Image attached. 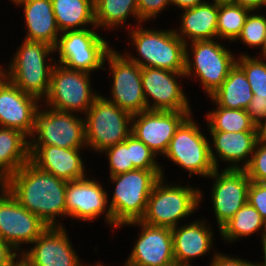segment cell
<instances>
[{"instance_id":"cell-1","label":"cell","mask_w":266,"mask_h":266,"mask_svg":"<svg viewBox=\"0 0 266 266\" xmlns=\"http://www.w3.org/2000/svg\"><path fill=\"white\" fill-rule=\"evenodd\" d=\"M20 205L38 216L48 227H64L67 181L38 169L30 161L2 184Z\"/></svg>"},{"instance_id":"cell-2","label":"cell","mask_w":266,"mask_h":266,"mask_svg":"<svg viewBox=\"0 0 266 266\" xmlns=\"http://www.w3.org/2000/svg\"><path fill=\"white\" fill-rule=\"evenodd\" d=\"M140 24L127 30L130 47L137 51L133 54H123L141 68H160L173 72L185 71V43L175 34L174 28L169 30L144 28ZM132 39V40H131ZM134 46H133V45Z\"/></svg>"},{"instance_id":"cell-3","label":"cell","mask_w":266,"mask_h":266,"mask_svg":"<svg viewBox=\"0 0 266 266\" xmlns=\"http://www.w3.org/2000/svg\"><path fill=\"white\" fill-rule=\"evenodd\" d=\"M20 44L5 68L6 78L42 102L48 94L52 69L56 64V59H52L54 47L25 39Z\"/></svg>"},{"instance_id":"cell-4","label":"cell","mask_w":266,"mask_h":266,"mask_svg":"<svg viewBox=\"0 0 266 266\" xmlns=\"http://www.w3.org/2000/svg\"><path fill=\"white\" fill-rule=\"evenodd\" d=\"M161 177L153 187L148 198L144 224L173 229L200 208L204 194L198 187L172 184ZM166 183V184H165ZM183 219V220H182Z\"/></svg>"},{"instance_id":"cell-5","label":"cell","mask_w":266,"mask_h":266,"mask_svg":"<svg viewBox=\"0 0 266 266\" xmlns=\"http://www.w3.org/2000/svg\"><path fill=\"white\" fill-rule=\"evenodd\" d=\"M162 176L161 170L143 169L108 176L115 186L111 199H108L114 218V231L121 225L140 221L144 217L150 193Z\"/></svg>"},{"instance_id":"cell-6","label":"cell","mask_w":266,"mask_h":266,"mask_svg":"<svg viewBox=\"0 0 266 266\" xmlns=\"http://www.w3.org/2000/svg\"><path fill=\"white\" fill-rule=\"evenodd\" d=\"M219 42L216 38L185 44V77L198 80L208 97L221 86L236 65L237 55L232 54L224 42Z\"/></svg>"},{"instance_id":"cell-7","label":"cell","mask_w":266,"mask_h":266,"mask_svg":"<svg viewBox=\"0 0 266 266\" xmlns=\"http://www.w3.org/2000/svg\"><path fill=\"white\" fill-rule=\"evenodd\" d=\"M83 116L87 149L93 152L100 154L131 134L133 115L101 94Z\"/></svg>"},{"instance_id":"cell-8","label":"cell","mask_w":266,"mask_h":266,"mask_svg":"<svg viewBox=\"0 0 266 266\" xmlns=\"http://www.w3.org/2000/svg\"><path fill=\"white\" fill-rule=\"evenodd\" d=\"M97 30V27H91L62 32L54 47V53L59 56L56 63L71 70L88 73L107 66L104 60L113 47Z\"/></svg>"},{"instance_id":"cell-9","label":"cell","mask_w":266,"mask_h":266,"mask_svg":"<svg viewBox=\"0 0 266 266\" xmlns=\"http://www.w3.org/2000/svg\"><path fill=\"white\" fill-rule=\"evenodd\" d=\"M193 117L190 115L179 126L163 157L189 172L190 178L193 175L207 178L215 171L210 156V138H206Z\"/></svg>"},{"instance_id":"cell-10","label":"cell","mask_w":266,"mask_h":266,"mask_svg":"<svg viewBox=\"0 0 266 266\" xmlns=\"http://www.w3.org/2000/svg\"><path fill=\"white\" fill-rule=\"evenodd\" d=\"M91 75L56 63L51 73L50 88L42 105L58 111L85 114L100 95L91 89Z\"/></svg>"},{"instance_id":"cell-11","label":"cell","mask_w":266,"mask_h":266,"mask_svg":"<svg viewBox=\"0 0 266 266\" xmlns=\"http://www.w3.org/2000/svg\"><path fill=\"white\" fill-rule=\"evenodd\" d=\"M29 146L87 149L84 117L74 112L51 109L41 104L36 113L35 127L29 138Z\"/></svg>"},{"instance_id":"cell-12","label":"cell","mask_w":266,"mask_h":266,"mask_svg":"<svg viewBox=\"0 0 266 266\" xmlns=\"http://www.w3.org/2000/svg\"><path fill=\"white\" fill-rule=\"evenodd\" d=\"M102 71H108L112 76L110 96L106 100L114 103L129 113L136 114L147 110L141 80V67L129 60L123 53L112 48L106 55Z\"/></svg>"},{"instance_id":"cell-13","label":"cell","mask_w":266,"mask_h":266,"mask_svg":"<svg viewBox=\"0 0 266 266\" xmlns=\"http://www.w3.org/2000/svg\"><path fill=\"white\" fill-rule=\"evenodd\" d=\"M89 176L67 182L65 192L66 218L94 222L101 215L114 232V218L109 206L106 188ZM105 188V189H104Z\"/></svg>"},{"instance_id":"cell-14","label":"cell","mask_w":266,"mask_h":266,"mask_svg":"<svg viewBox=\"0 0 266 266\" xmlns=\"http://www.w3.org/2000/svg\"><path fill=\"white\" fill-rule=\"evenodd\" d=\"M48 226L26 208L0 184V236L18 253L31 245Z\"/></svg>"},{"instance_id":"cell-15","label":"cell","mask_w":266,"mask_h":266,"mask_svg":"<svg viewBox=\"0 0 266 266\" xmlns=\"http://www.w3.org/2000/svg\"><path fill=\"white\" fill-rule=\"evenodd\" d=\"M180 78L186 79L185 74L160 68H141L147 110L192 111Z\"/></svg>"},{"instance_id":"cell-16","label":"cell","mask_w":266,"mask_h":266,"mask_svg":"<svg viewBox=\"0 0 266 266\" xmlns=\"http://www.w3.org/2000/svg\"><path fill=\"white\" fill-rule=\"evenodd\" d=\"M208 179H213L210 201L213 205L218 231L247 203L251 180L244 169H215Z\"/></svg>"},{"instance_id":"cell-17","label":"cell","mask_w":266,"mask_h":266,"mask_svg":"<svg viewBox=\"0 0 266 266\" xmlns=\"http://www.w3.org/2000/svg\"><path fill=\"white\" fill-rule=\"evenodd\" d=\"M138 226L140 234L123 266H174L172 230L133 221L118 228Z\"/></svg>"},{"instance_id":"cell-18","label":"cell","mask_w":266,"mask_h":266,"mask_svg":"<svg viewBox=\"0 0 266 266\" xmlns=\"http://www.w3.org/2000/svg\"><path fill=\"white\" fill-rule=\"evenodd\" d=\"M192 111H151L133 114L131 134L145 143L156 156H164L170 140Z\"/></svg>"},{"instance_id":"cell-19","label":"cell","mask_w":266,"mask_h":266,"mask_svg":"<svg viewBox=\"0 0 266 266\" xmlns=\"http://www.w3.org/2000/svg\"><path fill=\"white\" fill-rule=\"evenodd\" d=\"M66 230L48 227L20 256L31 266H94L82 264Z\"/></svg>"},{"instance_id":"cell-20","label":"cell","mask_w":266,"mask_h":266,"mask_svg":"<svg viewBox=\"0 0 266 266\" xmlns=\"http://www.w3.org/2000/svg\"><path fill=\"white\" fill-rule=\"evenodd\" d=\"M41 103L5 78L0 83V127L18 130L30 138Z\"/></svg>"},{"instance_id":"cell-21","label":"cell","mask_w":266,"mask_h":266,"mask_svg":"<svg viewBox=\"0 0 266 266\" xmlns=\"http://www.w3.org/2000/svg\"><path fill=\"white\" fill-rule=\"evenodd\" d=\"M209 133L212 139V141L210 139V156L215 169H219V163L222 161L227 165L224 169H244L250 162L259 140L258 131H209Z\"/></svg>"},{"instance_id":"cell-22","label":"cell","mask_w":266,"mask_h":266,"mask_svg":"<svg viewBox=\"0 0 266 266\" xmlns=\"http://www.w3.org/2000/svg\"><path fill=\"white\" fill-rule=\"evenodd\" d=\"M86 149H71L56 146H29L30 162L38 169L65 181L88 176L81 155ZM87 172V173H86Z\"/></svg>"},{"instance_id":"cell-23","label":"cell","mask_w":266,"mask_h":266,"mask_svg":"<svg viewBox=\"0 0 266 266\" xmlns=\"http://www.w3.org/2000/svg\"><path fill=\"white\" fill-rule=\"evenodd\" d=\"M205 218L195 219L172 230L173 253L176 265L192 266L194 258L204 257L214 246V232ZM214 238V239H213Z\"/></svg>"},{"instance_id":"cell-24","label":"cell","mask_w":266,"mask_h":266,"mask_svg":"<svg viewBox=\"0 0 266 266\" xmlns=\"http://www.w3.org/2000/svg\"><path fill=\"white\" fill-rule=\"evenodd\" d=\"M23 8L25 40L55 47L61 32L56 24L51 0H10Z\"/></svg>"},{"instance_id":"cell-25","label":"cell","mask_w":266,"mask_h":266,"mask_svg":"<svg viewBox=\"0 0 266 266\" xmlns=\"http://www.w3.org/2000/svg\"><path fill=\"white\" fill-rule=\"evenodd\" d=\"M181 13L180 26L174 31L185 44L217 38L218 2L206 0L195 7L183 9Z\"/></svg>"},{"instance_id":"cell-26","label":"cell","mask_w":266,"mask_h":266,"mask_svg":"<svg viewBox=\"0 0 266 266\" xmlns=\"http://www.w3.org/2000/svg\"><path fill=\"white\" fill-rule=\"evenodd\" d=\"M29 161V138L18 130L0 127V184Z\"/></svg>"},{"instance_id":"cell-27","label":"cell","mask_w":266,"mask_h":266,"mask_svg":"<svg viewBox=\"0 0 266 266\" xmlns=\"http://www.w3.org/2000/svg\"><path fill=\"white\" fill-rule=\"evenodd\" d=\"M129 17L137 21L135 26L143 24L138 15L137 0H94L95 25L101 31L111 29L116 32L123 26H128L125 29L130 30L132 25L127 22Z\"/></svg>"},{"instance_id":"cell-28","label":"cell","mask_w":266,"mask_h":266,"mask_svg":"<svg viewBox=\"0 0 266 266\" xmlns=\"http://www.w3.org/2000/svg\"><path fill=\"white\" fill-rule=\"evenodd\" d=\"M253 96L245 73L235 65L221 86L209 98L216 106L246 110Z\"/></svg>"},{"instance_id":"cell-29","label":"cell","mask_w":266,"mask_h":266,"mask_svg":"<svg viewBox=\"0 0 266 266\" xmlns=\"http://www.w3.org/2000/svg\"><path fill=\"white\" fill-rule=\"evenodd\" d=\"M51 3L61 33L96 27L94 0H51Z\"/></svg>"},{"instance_id":"cell-30","label":"cell","mask_w":266,"mask_h":266,"mask_svg":"<svg viewBox=\"0 0 266 266\" xmlns=\"http://www.w3.org/2000/svg\"><path fill=\"white\" fill-rule=\"evenodd\" d=\"M220 237L225 243H235L243 237H250L258 232L261 235V242L264 239L265 220L259 212L248 202L243 205L235 215L226 222L220 229Z\"/></svg>"},{"instance_id":"cell-31","label":"cell","mask_w":266,"mask_h":266,"mask_svg":"<svg viewBox=\"0 0 266 266\" xmlns=\"http://www.w3.org/2000/svg\"><path fill=\"white\" fill-rule=\"evenodd\" d=\"M206 112V130L224 132L258 131V126L244 109H227L214 106Z\"/></svg>"},{"instance_id":"cell-32","label":"cell","mask_w":266,"mask_h":266,"mask_svg":"<svg viewBox=\"0 0 266 266\" xmlns=\"http://www.w3.org/2000/svg\"><path fill=\"white\" fill-rule=\"evenodd\" d=\"M251 10L234 2L218 3L217 38L235 42L241 34L245 20Z\"/></svg>"},{"instance_id":"cell-33","label":"cell","mask_w":266,"mask_h":266,"mask_svg":"<svg viewBox=\"0 0 266 266\" xmlns=\"http://www.w3.org/2000/svg\"><path fill=\"white\" fill-rule=\"evenodd\" d=\"M237 57L236 65L245 73L253 94L266 98V59L249 56L244 51Z\"/></svg>"},{"instance_id":"cell-34","label":"cell","mask_w":266,"mask_h":266,"mask_svg":"<svg viewBox=\"0 0 266 266\" xmlns=\"http://www.w3.org/2000/svg\"><path fill=\"white\" fill-rule=\"evenodd\" d=\"M250 11L245 24L242 28L241 34L235 42H242L245 47L262 50L266 39V16L260 11Z\"/></svg>"},{"instance_id":"cell-35","label":"cell","mask_w":266,"mask_h":266,"mask_svg":"<svg viewBox=\"0 0 266 266\" xmlns=\"http://www.w3.org/2000/svg\"><path fill=\"white\" fill-rule=\"evenodd\" d=\"M130 148L131 161L136 169L143 170H161L164 177L162 165L157 162L155 153L142 141L130 134L123 141Z\"/></svg>"},{"instance_id":"cell-36","label":"cell","mask_w":266,"mask_h":266,"mask_svg":"<svg viewBox=\"0 0 266 266\" xmlns=\"http://www.w3.org/2000/svg\"><path fill=\"white\" fill-rule=\"evenodd\" d=\"M101 154L107 155L105 157L108 158V170L110 171L108 176H115L136 169L131 161L130 148L124 142L105 149Z\"/></svg>"},{"instance_id":"cell-37","label":"cell","mask_w":266,"mask_h":266,"mask_svg":"<svg viewBox=\"0 0 266 266\" xmlns=\"http://www.w3.org/2000/svg\"><path fill=\"white\" fill-rule=\"evenodd\" d=\"M253 182L266 184V142L259 139L255 145L250 162L244 168Z\"/></svg>"},{"instance_id":"cell-38","label":"cell","mask_w":266,"mask_h":266,"mask_svg":"<svg viewBox=\"0 0 266 266\" xmlns=\"http://www.w3.org/2000/svg\"><path fill=\"white\" fill-rule=\"evenodd\" d=\"M137 3L138 15L143 23L155 20L159 14L167 10L168 6H171L170 0H137Z\"/></svg>"},{"instance_id":"cell-39","label":"cell","mask_w":266,"mask_h":266,"mask_svg":"<svg viewBox=\"0 0 266 266\" xmlns=\"http://www.w3.org/2000/svg\"><path fill=\"white\" fill-rule=\"evenodd\" d=\"M247 202L253 206L266 221V184L251 181Z\"/></svg>"},{"instance_id":"cell-40","label":"cell","mask_w":266,"mask_h":266,"mask_svg":"<svg viewBox=\"0 0 266 266\" xmlns=\"http://www.w3.org/2000/svg\"><path fill=\"white\" fill-rule=\"evenodd\" d=\"M208 266H257V262H251L247 259L234 257L233 255H226L222 252L215 250L211 261Z\"/></svg>"},{"instance_id":"cell-41","label":"cell","mask_w":266,"mask_h":266,"mask_svg":"<svg viewBox=\"0 0 266 266\" xmlns=\"http://www.w3.org/2000/svg\"><path fill=\"white\" fill-rule=\"evenodd\" d=\"M246 112L256 126H259V124L266 118V98H258L254 95L246 108Z\"/></svg>"},{"instance_id":"cell-42","label":"cell","mask_w":266,"mask_h":266,"mask_svg":"<svg viewBox=\"0 0 266 266\" xmlns=\"http://www.w3.org/2000/svg\"><path fill=\"white\" fill-rule=\"evenodd\" d=\"M19 257L20 253L0 236V266H11Z\"/></svg>"},{"instance_id":"cell-43","label":"cell","mask_w":266,"mask_h":266,"mask_svg":"<svg viewBox=\"0 0 266 266\" xmlns=\"http://www.w3.org/2000/svg\"><path fill=\"white\" fill-rule=\"evenodd\" d=\"M233 2L251 11L261 10L263 9L262 7H266V0H234Z\"/></svg>"},{"instance_id":"cell-44","label":"cell","mask_w":266,"mask_h":266,"mask_svg":"<svg viewBox=\"0 0 266 266\" xmlns=\"http://www.w3.org/2000/svg\"><path fill=\"white\" fill-rule=\"evenodd\" d=\"M206 0H170L171 6H177L180 10L195 7Z\"/></svg>"},{"instance_id":"cell-45","label":"cell","mask_w":266,"mask_h":266,"mask_svg":"<svg viewBox=\"0 0 266 266\" xmlns=\"http://www.w3.org/2000/svg\"><path fill=\"white\" fill-rule=\"evenodd\" d=\"M258 126L259 139L266 142V118Z\"/></svg>"},{"instance_id":"cell-46","label":"cell","mask_w":266,"mask_h":266,"mask_svg":"<svg viewBox=\"0 0 266 266\" xmlns=\"http://www.w3.org/2000/svg\"><path fill=\"white\" fill-rule=\"evenodd\" d=\"M262 243V252H263V261L262 262H259L257 261V266H266V237H264L263 241L261 242Z\"/></svg>"},{"instance_id":"cell-47","label":"cell","mask_w":266,"mask_h":266,"mask_svg":"<svg viewBox=\"0 0 266 266\" xmlns=\"http://www.w3.org/2000/svg\"><path fill=\"white\" fill-rule=\"evenodd\" d=\"M11 266H31L22 256H20Z\"/></svg>"},{"instance_id":"cell-48","label":"cell","mask_w":266,"mask_h":266,"mask_svg":"<svg viewBox=\"0 0 266 266\" xmlns=\"http://www.w3.org/2000/svg\"><path fill=\"white\" fill-rule=\"evenodd\" d=\"M261 53V54H260ZM258 53L259 54V58H263V59H266V39H265V43H264V46L261 50V52Z\"/></svg>"},{"instance_id":"cell-49","label":"cell","mask_w":266,"mask_h":266,"mask_svg":"<svg viewBox=\"0 0 266 266\" xmlns=\"http://www.w3.org/2000/svg\"><path fill=\"white\" fill-rule=\"evenodd\" d=\"M3 67H5V66L0 65V83L6 78L5 68H3Z\"/></svg>"},{"instance_id":"cell-50","label":"cell","mask_w":266,"mask_h":266,"mask_svg":"<svg viewBox=\"0 0 266 266\" xmlns=\"http://www.w3.org/2000/svg\"><path fill=\"white\" fill-rule=\"evenodd\" d=\"M213 1L222 3V2H233L234 0H213Z\"/></svg>"},{"instance_id":"cell-51","label":"cell","mask_w":266,"mask_h":266,"mask_svg":"<svg viewBox=\"0 0 266 266\" xmlns=\"http://www.w3.org/2000/svg\"><path fill=\"white\" fill-rule=\"evenodd\" d=\"M264 237H266V221H265V232H264Z\"/></svg>"}]
</instances>
